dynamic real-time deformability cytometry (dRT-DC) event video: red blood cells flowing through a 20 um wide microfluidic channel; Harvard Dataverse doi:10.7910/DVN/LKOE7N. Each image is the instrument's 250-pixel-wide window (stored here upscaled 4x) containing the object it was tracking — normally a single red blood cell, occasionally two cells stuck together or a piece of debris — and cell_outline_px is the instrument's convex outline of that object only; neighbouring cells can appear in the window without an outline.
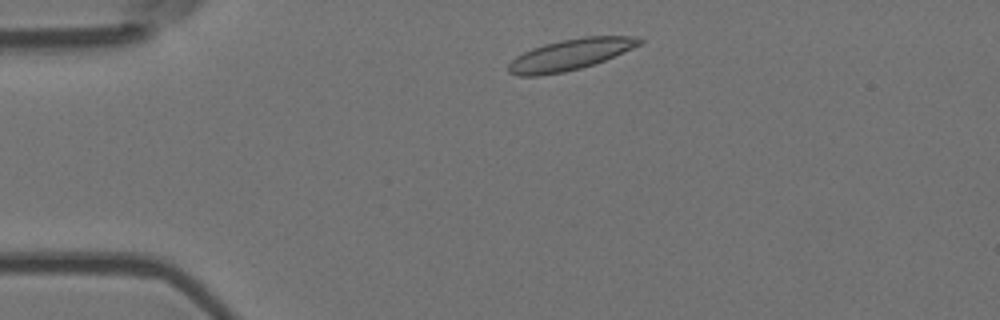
{"species": "Egyptian fruit bat (a non-hibernating species)", "species_latin": "Rousettus aegyptiacus", "temperature_condition": "room temperature", "stored_images_in_passage": 3, "camera_frame_rate_fps": 3000, "um_per_image_px": 0.085, "animal": {"sex": "female"}, "frame": {"image": 1, "passage_image": 1, "time_ms": 0.0, "image_size_px": [1000, 320], "cell_outline_px": [[644, 40], [640, 44], [632, 48], [604, 60], [580, 68], [564, 72], [540, 76], [520, 76], [508, 72], [508, 64], [516, 56], [532, 48], [544, 44], [560, 40], [584, 36], [636, 36]], "centroid_in_image_um": [48.44, 4.64], "position_along_channel_um": 36.6, "area_um2": 23.58}}
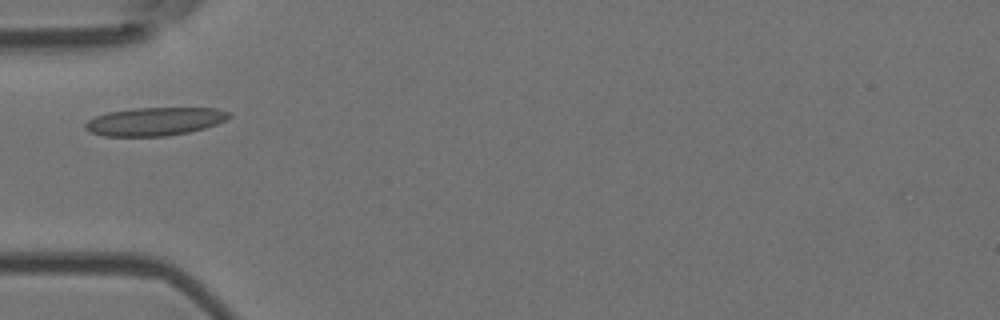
{"frame": {"image": 2, "passage_image": 3, "time_ms": 0.667, "image_size_px": [1000, 320], "cell_outline_px": [[232, 116], [216, 124], [204, 128], [188, 132], [168, 136], [104, 136], [88, 132], [84, 128], [84, 124], [88, 120], [96, 116], [108, 112], [132, 108], [216, 108], [228, 112]], "centroid_in_image_um": [13.12, 10.33], "position_along_channel_um": 71.9, "area_um2": 23.64}}